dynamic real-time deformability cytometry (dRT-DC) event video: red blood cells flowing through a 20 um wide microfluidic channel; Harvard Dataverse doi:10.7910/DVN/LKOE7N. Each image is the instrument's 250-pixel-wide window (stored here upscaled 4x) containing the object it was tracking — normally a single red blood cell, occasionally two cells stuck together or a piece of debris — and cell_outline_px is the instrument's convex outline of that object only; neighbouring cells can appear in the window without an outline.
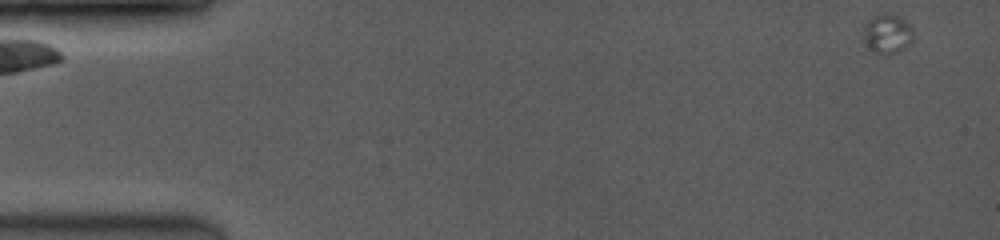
{"species": "common noctule bat (a hibernating species)", "species_latin": "Nyctalus noctula", "temperature_condition": "room temperature", "stored_images_in_passage": 1, "camera_frame_rate_fps": 3500, "um_per_image_px": 0.085, "animal": {"sex": "female", "body_mass_g": 19.0, "forearm_length_mm": 53.3}, "frame": {"image": 1, "passage_image": 1, "time_ms": 0.0, "image_size_px": [1000, 240], "cell_outline_px": [[912, 40], [904, 48], [896, 52], [876, 52], [864, 40], [864, 24], [868, 20], [884, 12], [892, 12], [900, 16], [912, 24]], "centroid_in_image_um": [75.47, 2.78], "position_along_channel_um": 9.5, "area_um2": 11.21}}